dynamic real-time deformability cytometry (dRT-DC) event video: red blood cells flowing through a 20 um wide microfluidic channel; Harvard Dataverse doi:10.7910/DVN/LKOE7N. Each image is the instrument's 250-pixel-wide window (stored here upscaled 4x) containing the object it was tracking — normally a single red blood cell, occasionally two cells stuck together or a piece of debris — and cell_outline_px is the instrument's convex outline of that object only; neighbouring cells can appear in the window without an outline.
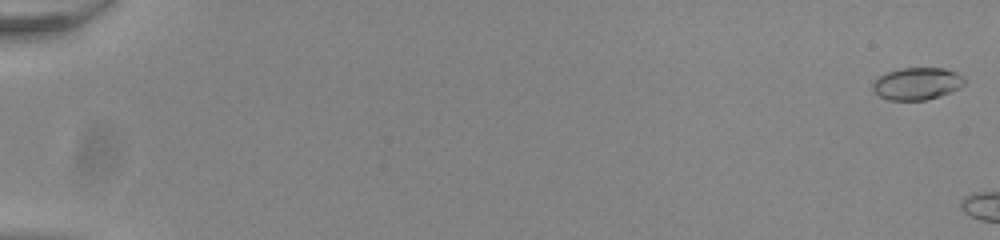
{"species": "common noctule bat (a hibernating species)", "species_latin": "Nyctalus noctula", "temperature_condition": "room temperature", "stored_images_in_passage": 6, "camera_frame_rate_fps": 3000, "um_per_image_px": 0.085, "animal": {"sex": "male", "body_mass_g": 20.0, "forearm_length_mm": 53.3}, "frame": {"image": 1, "passage_image": 2, "time_ms": 0.333, "image_size_px": [1000, 240], "cell_outline_px": [[964, 84], [940, 96], [924, 100], [888, 100], [880, 96], [872, 88], [872, 84], [880, 76], [888, 72], [900, 68], [944, 68], [956, 72], [964, 76]], "centroid_in_image_um": [77.94, 7.1], "position_along_channel_um": 7.1, "area_um2": 16.99}}